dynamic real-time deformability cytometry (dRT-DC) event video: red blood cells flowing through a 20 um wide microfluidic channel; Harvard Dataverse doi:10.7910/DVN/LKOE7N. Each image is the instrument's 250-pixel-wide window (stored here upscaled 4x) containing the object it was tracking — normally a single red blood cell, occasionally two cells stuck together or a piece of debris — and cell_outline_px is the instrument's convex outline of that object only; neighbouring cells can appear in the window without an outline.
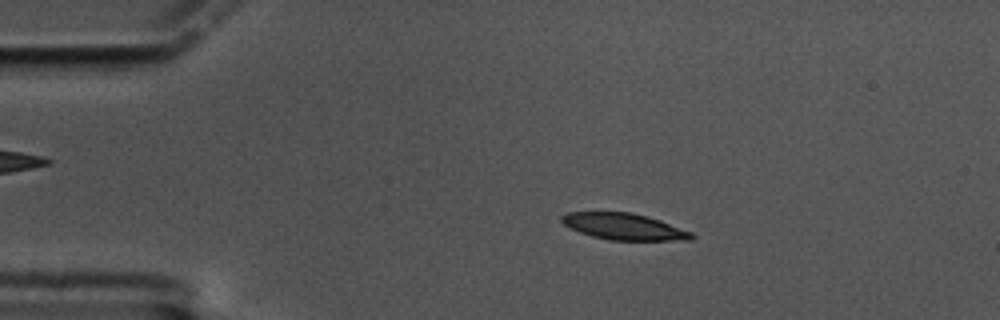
{"species": "common noctule bat (a hibernating species)", "species_latin": "Nyctalus noctula", "temperature_condition": "cold", "stored_images_in_passage": 60, "camera_frame_rate_fps": 3000, "um_per_image_px": 0.085, "animal": {"sex": "male", "body_mass_g": 17.5, "forearm_length_mm": 52.3}, "frame": {"image": 1, "passage_image": 11, "time_ms": 3.333, "image_size_px": [1000, 320], "cell_outline_px": [[696, 236], [692, 240], [612, 240], [592, 236], [580, 232], [564, 224], [560, 220], [560, 216], [568, 212], [632, 212], [648, 216], [660, 220], [692, 232]], "centroid_in_image_um": [53.06, 19.25], "position_along_channel_um": 31.9, "area_um2": 20.0}}
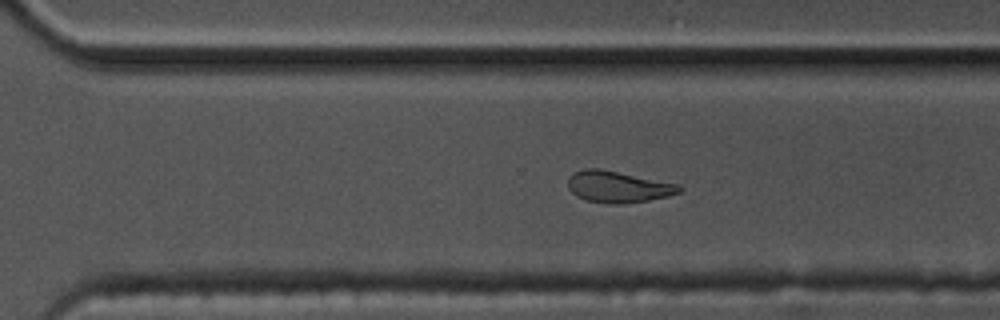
{"frame": {"image": 2, "passage_image": 41, "time_ms": 13.333, "image_size_px": [1000, 320], "cell_outline_px": [[684, 188], [680, 192], [668, 196], [648, 200], [624, 204], [608, 204], [584, 200], [576, 196], [568, 188], [568, 176], [572, 172], [584, 168], [596, 168], [680, 184]], "centroid_in_image_um": [52.51, 15.89], "position_along_channel_um": 318.1, "area_um2": 20.58}}
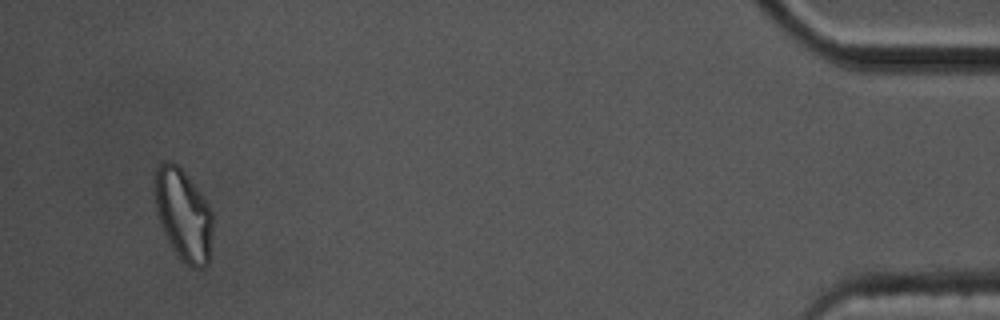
{"frame": {"image": 3, "passage_image": 57, "time_ms": 18.667, "image_size_px": [1000, 320], "cell_outline_px": [[212, 228], [208, 264], [200, 268], [192, 268], [180, 260], [164, 232], [160, 224], [156, 212], [152, 180], [156, 168], [164, 160], [172, 160], [184, 172], [208, 204], [212, 212]], "centroid_in_image_um": [15.54, 18.22], "position_along_channel_um": 419.7, "area_um2": 31.1}, "authors_computed_cell_mechanics": {"area_um2": 20.6924, "velocity_mm_per_s": 3.3186, "shape_relaxation_time_tau1_ms": 4.5931, "shape_relaxation_time_tau2_ms": 8.0185, "deformation_change_tau1": 0.1625, "deformation_change_tau2": 0.1476}}